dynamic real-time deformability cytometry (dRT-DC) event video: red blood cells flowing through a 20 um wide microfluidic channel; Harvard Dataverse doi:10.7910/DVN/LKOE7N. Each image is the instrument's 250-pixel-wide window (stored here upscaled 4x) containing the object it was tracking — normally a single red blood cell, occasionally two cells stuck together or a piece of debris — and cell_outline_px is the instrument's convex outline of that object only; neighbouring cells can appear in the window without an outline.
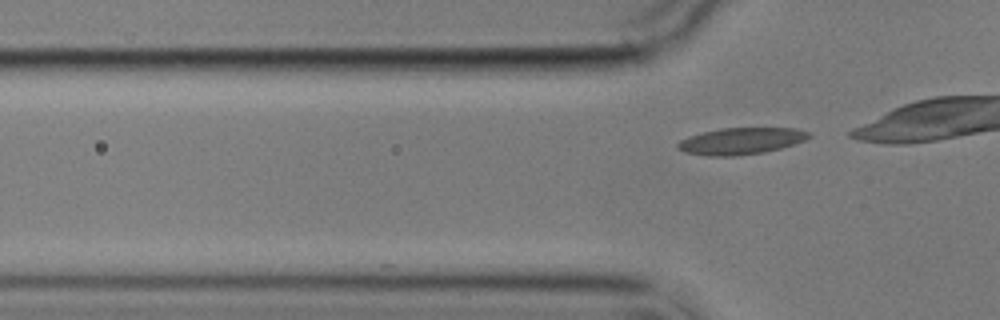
{"species": "common noctule bat (a hibernating species)", "species_latin": "Nyctalus noctula", "temperature_condition": "cold", "stored_images_in_passage": 3, "camera_frame_rate_fps": 3000, "um_per_image_px": 0.085, "animal": {"sex": "male", "body_mass_g": 17.9}, "frame": {"image": 1, "passage_image": 3, "time_ms": 2.667, "image_size_px": [1000, 320], "cell_outline_px": [[812, 136], [804, 140], [780, 148], [764, 152], [740, 156], [708, 156], [684, 152], [676, 148], [676, 144], [680, 140], [688, 136], [720, 128], [796, 128], [808, 132]], "centroid_in_image_um": [62.94, 11.99], "position_along_channel_um": 62.9, "area_um2": 20.4}}